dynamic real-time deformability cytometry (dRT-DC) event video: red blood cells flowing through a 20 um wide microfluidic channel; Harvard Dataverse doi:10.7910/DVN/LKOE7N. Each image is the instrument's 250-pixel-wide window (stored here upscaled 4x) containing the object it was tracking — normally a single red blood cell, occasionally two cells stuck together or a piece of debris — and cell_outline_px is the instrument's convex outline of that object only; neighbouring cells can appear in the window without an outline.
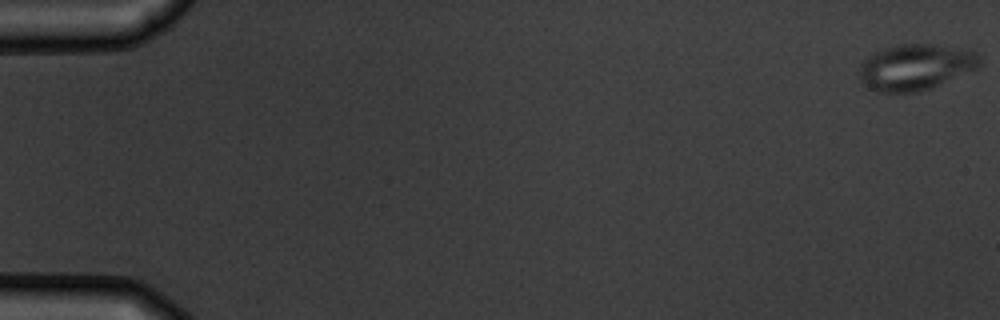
{"species": "common noctule bat (a hibernating species)", "species_latin": "Nyctalus noctula", "temperature_condition": "warm", "stored_images_in_passage": 6, "camera_frame_rate_fps": 3000, "um_per_image_px": 0.085, "animal": {"sex": "male", "body_mass_g": 19.5, "forearm_length_mm": 54.6}, "frame": {"image": 1, "passage_image": 1, "time_ms": 0.0, "image_size_px": [1000, 320], "cell_outline_px": [[980, 64], [976, 68], [932, 88], [916, 92], [876, 92], [868, 88], [860, 76], [860, 64], [868, 56], [884, 48], [896, 44], [932, 44], [976, 52], [980, 56]], "centroid_in_image_um": [77.8, 5.71], "position_along_channel_um": 7.2, "area_um2": 31.91}}